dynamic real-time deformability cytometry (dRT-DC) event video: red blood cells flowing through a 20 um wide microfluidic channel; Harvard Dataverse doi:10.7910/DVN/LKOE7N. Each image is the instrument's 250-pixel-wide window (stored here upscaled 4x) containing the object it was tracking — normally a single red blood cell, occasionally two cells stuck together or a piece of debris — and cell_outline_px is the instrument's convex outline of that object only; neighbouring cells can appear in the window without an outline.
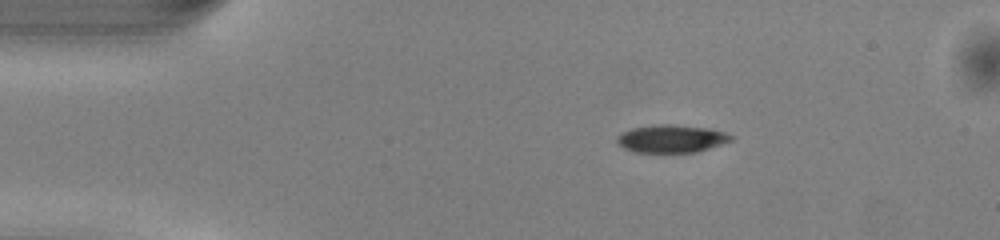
{"species": "common noctule bat (a hibernating species)", "species_latin": "Nyctalus noctula", "temperature_condition": "warm", "stored_images_in_passage": 42, "camera_frame_rate_fps": 3000, "um_per_image_px": 0.085, "animal": {"sex": "male", "body_mass_g": 13.0, "forearm_length_mm": 53.1}, "frame": {"image": 1, "passage_image": 1, "time_ms": 0.0, "image_size_px": [1000, 240], "cell_outline_px": [[736, 136], [732, 140], [696, 152], [636, 152], [624, 148], [616, 144], [616, 136], [620, 132], [632, 128], [656, 124], [672, 124], [708, 128], [724, 132]], "centroid_in_image_um": [57.03, 11.78], "position_along_channel_um": 28.0, "area_um2": 18.55}}
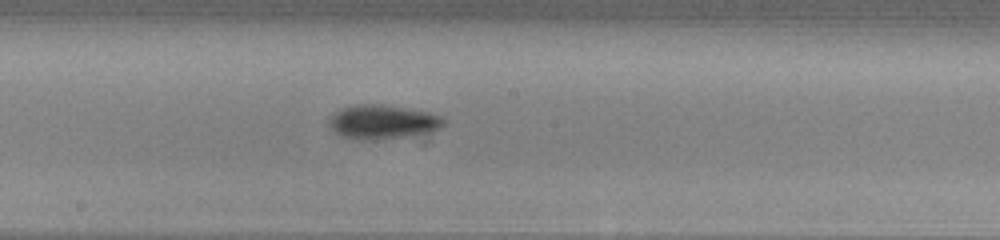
{"frame": {"image": 2, "passage_image": 19, "time_ms": 6.0, "image_size_px": [1000, 240], "cell_outline_px": [[448, 120], [440, 128], [400, 136], [372, 140], [352, 140], [340, 136], [328, 124], [328, 116], [340, 108], [356, 104], [384, 104], [408, 108], [428, 112], [444, 116]], "centroid_in_image_um": [32.45, 10.33], "position_along_channel_um": 215.7, "area_um2": 22.83}}
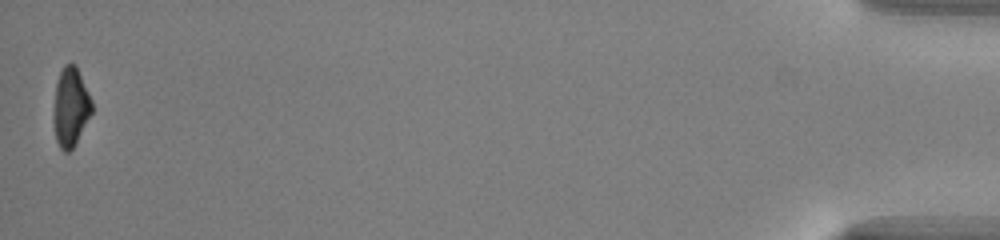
{"frame": {"image": 3, "passage_image": 42, "time_ms": 13.667, "image_size_px": [1000, 240], "cell_outline_px": [[92, 112], [76, 144], [68, 152], [64, 152], [60, 148], [56, 140], [52, 116], [56, 84], [60, 72], [64, 64], [76, 64], [92, 100]], "centroid_in_image_um": [5.99, 9.11], "position_along_channel_um": 429.2, "area_um2": 17.8}, "authors_computed_cell_mechanics": {"area_um2": 19.8543, "velocity_mm_per_s": 4.1024, "shape_relaxation_time_tau1_ms": 2.1435, "shape_relaxation_time_tau2_ms": 10.7306, "deformation_change_tau1": 0.1198, "deformation_change_tau2": 0.1989}}